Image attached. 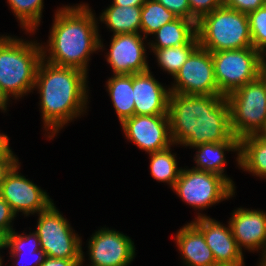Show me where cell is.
I'll return each mask as SVG.
<instances>
[{
  "label": "cell",
  "mask_w": 266,
  "mask_h": 266,
  "mask_svg": "<svg viewBox=\"0 0 266 266\" xmlns=\"http://www.w3.org/2000/svg\"><path fill=\"white\" fill-rule=\"evenodd\" d=\"M168 116L173 144L240 141L232 134L230 108L224 95H183L170 92Z\"/></svg>",
  "instance_id": "6da1fadb"
},
{
  "label": "cell",
  "mask_w": 266,
  "mask_h": 266,
  "mask_svg": "<svg viewBox=\"0 0 266 266\" xmlns=\"http://www.w3.org/2000/svg\"><path fill=\"white\" fill-rule=\"evenodd\" d=\"M53 21L48 45L42 46L43 59L87 73L90 55L103 47L96 16L87 4H80L63 6L56 11Z\"/></svg>",
  "instance_id": "7a4b0ae2"
},
{
  "label": "cell",
  "mask_w": 266,
  "mask_h": 266,
  "mask_svg": "<svg viewBox=\"0 0 266 266\" xmlns=\"http://www.w3.org/2000/svg\"><path fill=\"white\" fill-rule=\"evenodd\" d=\"M87 77L79 69L40 61L34 89L40 94L43 128L50 130V139L69 121L84 114L88 101Z\"/></svg>",
  "instance_id": "3957f363"
},
{
  "label": "cell",
  "mask_w": 266,
  "mask_h": 266,
  "mask_svg": "<svg viewBox=\"0 0 266 266\" xmlns=\"http://www.w3.org/2000/svg\"><path fill=\"white\" fill-rule=\"evenodd\" d=\"M43 59L42 45L11 36H0V84L10 98L34 90L36 72Z\"/></svg>",
  "instance_id": "277c9868"
},
{
  "label": "cell",
  "mask_w": 266,
  "mask_h": 266,
  "mask_svg": "<svg viewBox=\"0 0 266 266\" xmlns=\"http://www.w3.org/2000/svg\"><path fill=\"white\" fill-rule=\"evenodd\" d=\"M199 46L209 52L253 47L248 14L224 5L196 23Z\"/></svg>",
  "instance_id": "5b68a950"
},
{
  "label": "cell",
  "mask_w": 266,
  "mask_h": 266,
  "mask_svg": "<svg viewBox=\"0 0 266 266\" xmlns=\"http://www.w3.org/2000/svg\"><path fill=\"white\" fill-rule=\"evenodd\" d=\"M232 134L242 138L266 128V80L260 75L226 96Z\"/></svg>",
  "instance_id": "8992f818"
},
{
  "label": "cell",
  "mask_w": 266,
  "mask_h": 266,
  "mask_svg": "<svg viewBox=\"0 0 266 266\" xmlns=\"http://www.w3.org/2000/svg\"><path fill=\"white\" fill-rule=\"evenodd\" d=\"M38 224L36 231L39 237L40 247L46 257L59 259H82V241L78 234L73 232L72 227L56 209L52 202L45 210L37 213Z\"/></svg>",
  "instance_id": "52a82bcc"
},
{
  "label": "cell",
  "mask_w": 266,
  "mask_h": 266,
  "mask_svg": "<svg viewBox=\"0 0 266 266\" xmlns=\"http://www.w3.org/2000/svg\"><path fill=\"white\" fill-rule=\"evenodd\" d=\"M219 92L227 96L261 75L262 55L253 47L211 52Z\"/></svg>",
  "instance_id": "ba28073f"
},
{
  "label": "cell",
  "mask_w": 266,
  "mask_h": 266,
  "mask_svg": "<svg viewBox=\"0 0 266 266\" xmlns=\"http://www.w3.org/2000/svg\"><path fill=\"white\" fill-rule=\"evenodd\" d=\"M182 201L204 210L233 197L235 188L222 176L196 169H182L172 188Z\"/></svg>",
  "instance_id": "9c48e42d"
},
{
  "label": "cell",
  "mask_w": 266,
  "mask_h": 266,
  "mask_svg": "<svg viewBox=\"0 0 266 266\" xmlns=\"http://www.w3.org/2000/svg\"><path fill=\"white\" fill-rule=\"evenodd\" d=\"M170 92L183 95H222L215 79L211 52L200 46L188 57L174 77Z\"/></svg>",
  "instance_id": "30bf717a"
},
{
  "label": "cell",
  "mask_w": 266,
  "mask_h": 266,
  "mask_svg": "<svg viewBox=\"0 0 266 266\" xmlns=\"http://www.w3.org/2000/svg\"><path fill=\"white\" fill-rule=\"evenodd\" d=\"M126 139L147 153L158 152L173 144L168 115H133L121 123Z\"/></svg>",
  "instance_id": "8fae6325"
},
{
  "label": "cell",
  "mask_w": 266,
  "mask_h": 266,
  "mask_svg": "<svg viewBox=\"0 0 266 266\" xmlns=\"http://www.w3.org/2000/svg\"><path fill=\"white\" fill-rule=\"evenodd\" d=\"M19 166L17 163L6 175L0 196L10 205L15 215L22 212L29 216L45 210L53 202L52 199L40 187L19 174Z\"/></svg>",
  "instance_id": "7c38bea8"
},
{
  "label": "cell",
  "mask_w": 266,
  "mask_h": 266,
  "mask_svg": "<svg viewBox=\"0 0 266 266\" xmlns=\"http://www.w3.org/2000/svg\"><path fill=\"white\" fill-rule=\"evenodd\" d=\"M88 243L91 266H127L135 257L134 242L116 230L104 227Z\"/></svg>",
  "instance_id": "4fadbf2b"
},
{
  "label": "cell",
  "mask_w": 266,
  "mask_h": 266,
  "mask_svg": "<svg viewBox=\"0 0 266 266\" xmlns=\"http://www.w3.org/2000/svg\"><path fill=\"white\" fill-rule=\"evenodd\" d=\"M140 33H126L112 36L107 62L114 75L135 74L149 70L146 61V39ZM145 46V47H144Z\"/></svg>",
  "instance_id": "5bb4252c"
},
{
  "label": "cell",
  "mask_w": 266,
  "mask_h": 266,
  "mask_svg": "<svg viewBox=\"0 0 266 266\" xmlns=\"http://www.w3.org/2000/svg\"><path fill=\"white\" fill-rule=\"evenodd\" d=\"M239 249L266 252V213L261 210L238 208L232 213L229 223Z\"/></svg>",
  "instance_id": "9a60e30c"
},
{
  "label": "cell",
  "mask_w": 266,
  "mask_h": 266,
  "mask_svg": "<svg viewBox=\"0 0 266 266\" xmlns=\"http://www.w3.org/2000/svg\"><path fill=\"white\" fill-rule=\"evenodd\" d=\"M191 223L203 234L211 249L216 264L235 263L243 261V252L232 235L230 225L223 226L220 222L199 213Z\"/></svg>",
  "instance_id": "2e32d148"
},
{
  "label": "cell",
  "mask_w": 266,
  "mask_h": 266,
  "mask_svg": "<svg viewBox=\"0 0 266 266\" xmlns=\"http://www.w3.org/2000/svg\"><path fill=\"white\" fill-rule=\"evenodd\" d=\"M134 115H168L170 89L164 88L150 69L133 74Z\"/></svg>",
  "instance_id": "e0dca14e"
},
{
  "label": "cell",
  "mask_w": 266,
  "mask_h": 266,
  "mask_svg": "<svg viewBox=\"0 0 266 266\" xmlns=\"http://www.w3.org/2000/svg\"><path fill=\"white\" fill-rule=\"evenodd\" d=\"M175 240L186 266L216 265L203 234L191 222L177 232Z\"/></svg>",
  "instance_id": "ac0fdd59"
},
{
  "label": "cell",
  "mask_w": 266,
  "mask_h": 266,
  "mask_svg": "<svg viewBox=\"0 0 266 266\" xmlns=\"http://www.w3.org/2000/svg\"><path fill=\"white\" fill-rule=\"evenodd\" d=\"M198 149L194 157L196 167L193 169L216 173L224 177L234 188L233 181L224 174V166L227 161L224 151H237V163L239 165L240 141H224L221 143H205L195 147Z\"/></svg>",
  "instance_id": "d6986e66"
},
{
  "label": "cell",
  "mask_w": 266,
  "mask_h": 266,
  "mask_svg": "<svg viewBox=\"0 0 266 266\" xmlns=\"http://www.w3.org/2000/svg\"><path fill=\"white\" fill-rule=\"evenodd\" d=\"M196 23L184 17H178L174 21L160 27L154 34L155 42H149L147 45L151 49H164L179 45L190 44L196 37Z\"/></svg>",
  "instance_id": "ffe728a7"
},
{
  "label": "cell",
  "mask_w": 266,
  "mask_h": 266,
  "mask_svg": "<svg viewBox=\"0 0 266 266\" xmlns=\"http://www.w3.org/2000/svg\"><path fill=\"white\" fill-rule=\"evenodd\" d=\"M239 166L266 179V139L260 134L240 138Z\"/></svg>",
  "instance_id": "44dd1931"
},
{
  "label": "cell",
  "mask_w": 266,
  "mask_h": 266,
  "mask_svg": "<svg viewBox=\"0 0 266 266\" xmlns=\"http://www.w3.org/2000/svg\"><path fill=\"white\" fill-rule=\"evenodd\" d=\"M106 86L120 123L131 118L134 115L133 74L113 75Z\"/></svg>",
  "instance_id": "7402d4cb"
},
{
  "label": "cell",
  "mask_w": 266,
  "mask_h": 266,
  "mask_svg": "<svg viewBox=\"0 0 266 266\" xmlns=\"http://www.w3.org/2000/svg\"><path fill=\"white\" fill-rule=\"evenodd\" d=\"M142 6L110 5L100 15L101 22L113 31V35L140 33Z\"/></svg>",
  "instance_id": "603a6c76"
},
{
  "label": "cell",
  "mask_w": 266,
  "mask_h": 266,
  "mask_svg": "<svg viewBox=\"0 0 266 266\" xmlns=\"http://www.w3.org/2000/svg\"><path fill=\"white\" fill-rule=\"evenodd\" d=\"M30 234L25 235V234H18L15 232V230H12L6 237H5V248H10V256L12 258H17L15 261L17 266H25L24 263L22 264V256L23 252L27 256H33L35 259H33L35 262H29V266H40L45 258L46 254L45 252L41 249L40 247V241L39 237L35 232H29ZM25 235V236H24ZM25 246V247H24ZM27 251H26V250ZM28 252V253H27ZM36 254V255H35ZM26 259V257H23ZM29 259V258H28ZM20 261V262H19ZM21 263V264H20ZM27 265V266H28Z\"/></svg>",
  "instance_id": "cb8c5ba5"
},
{
  "label": "cell",
  "mask_w": 266,
  "mask_h": 266,
  "mask_svg": "<svg viewBox=\"0 0 266 266\" xmlns=\"http://www.w3.org/2000/svg\"><path fill=\"white\" fill-rule=\"evenodd\" d=\"M170 147L167 149L149 153L150 155V173L154 179L159 182H166L171 188L179 178L181 168H178L176 154H172Z\"/></svg>",
  "instance_id": "d4e9b609"
},
{
  "label": "cell",
  "mask_w": 266,
  "mask_h": 266,
  "mask_svg": "<svg viewBox=\"0 0 266 266\" xmlns=\"http://www.w3.org/2000/svg\"><path fill=\"white\" fill-rule=\"evenodd\" d=\"M199 47L198 38L196 37L190 44L168 47L164 49H152L157 57L158 65L163 71L175 77L188 57Z\"/></svg>",
  "instance_id": "484cf974"
},
{
  "label": "cell",
  "mask_w": 266,
  "mask_h": 266,
  "mask_svg": "<svg viewBox=\"0 0 266 266\" xmlns=\"http://www.w3.org/2000/svg\"><path fill=\"white\" fill-rule=\"evenodd\" d=\"M140 33L144 37L154 34L160 27L178 18L173 12L167 10L156 0H146L141 10Z\"/></svg>",
  "instance_id": "4316f807"
},
{
  "label": "cell",
  "mask_w": 266,
  "mask_h": 266,
  "mask_svg": "<svg viewBox=\"0 0 266 266\" xmlns=\"http://www.w3.org/2000/svg\"><path fill=\"white\" fill-rule=\"evenodd\" d=\"M22 28L28 33H34L40 25L43 0H7Z\"/></svg>",
  "instance_id": "83f0119b"
},
{
  "label": "cell",
  "mask_w": 266,
  "mask_h": 266,
  "mask_svg": "<svg viewBox=\"0 0 266 266\" xmlns=\"http://www.w3.org/2000/svg\"><path fill=\"white\" fill-rule=\"evenodd\" d=\"M253 48L261 54L266 50V5L248 14Z\"/></svg>",
  "instance_id": "f1b7e54d"
},
{
  "label": "cell",
  "mask_w": 266,
  "mask_h": 266,
  "mask_svg": "<svg viewBox=\"0 0 266 266\" xmlns=\"http://www.w3.org/2000/svg\"><path fill=\"white\" fill-rule=\"evenodd\" d=\"M190 4V20L197 22L204 15L223 6V0H188Z\"/></svg>",
  "instance_id": "f546056e"
},
{
  "label": "cell",
  "mask_w": 266,
  "mask_h": 266,
  "mask_svg": "<svg viewBox=\"0 0 266 266\" xmlns=\"http://www.w3.org/2000/svg\"><path fill=\"white\" fill-rule=\"evenodd\" d=\"M223 5L229 9L249 14L266 5V0H223Z\"/></svg>",
  "instance_id": "4dcf8cb0"
},
{
  "label": "cell",
  "mask_w": 266,
  "mask_h": 266,
  "mask_svg": "<svg viewBox=\"0 0 266 266\" xmlns=\"http://www.w3.org/2000/svg\"><path fill=\"white\" fill-rule=\"evenodd\" d=\"M16 215L10 208V205L0 196V235L5 237L13 230L12 220Z\"/></svg>",
  "instance_id": "1f68e13d"
},
{
  "label": "cell",
  "mask_w": 266,
  "mask_h": 266,
  "mask_svg": "<svg viewBox=\"0 0 266 266\" xmlns=\"http://www.w3.org/2000/svg\"><path fill=\"white\" fill-rule=\"evenodd\" d=\"M167 10L173 12L178 17L190 20V4L188 0H156Z\"/></svg>",
  "instance_id": "d6a6232c"
},
{
  "label": "cell",
  "mask_w": 266,
  "mask_h": 266,
  "mask_svg": "<svg viewBox=\"0 0 266 266\" xmlns=\"http://www.w3.org/2000/svg\"><path fill=\"white\" fill-rule=\"evenodd\" d=\"M82 259H59L46 257L40 266H83Z\"/></svg>",
  "instance_id": "836d02e7"
},
{
  "label": "cell",
  "mask_w": 266,
  "mask_h": 266,
  "mask_svg": "<svg viewBox=\"0 0 266 266\" xmlns=\"http://www.w3.org/2000/svg\"><path fill=\"white\" fill-rule=\"evenodd\" d=\"M9 146L8 136L0 133V160H18Z\"/></svg>",
  "instance_id": "e575fe53"
},
{
  "label": "cell",
  "mask_w": 266,
  "mask_h": 266,
  "mask_svg": "<svg viewBox=\"0 0 266 266\" xmlns=\"http://www.w3.org/2000/svg\"><path fill=\"white\" fill-rule=\"evenodd\" d=\"M19 160H0V189L5 180L6 175L17 164Z\"/></svg>",
  "instance_id": "d590c367"
},
{
  "label": "cell",
  "mask_w": 266,
  "mask_h": 266,
  "mask_svg": "<svg viewBox=\"0 0 266 266\" xmlns=\"http://www.w3.org/2000/svg\"><path fill=\"white\" fill-rule=\"evenodd\" d=\"M146 0H113L112 5L118 6H142Z\"/></svg>",
  "instance_id": "8d00e7d4"
},
{
  "label": "cell",
  "mask_w": 266,
  "mask_h": 266,
  "mask_svg": "<svg viewBox=\"0 0 266 266\" xmlns=\"http://www.w3.org/2000/svg\"><path fill=\"white\" fill-rule=\"evenodd\" d=\"M10 98L4 93L3 88L1 87L0 84V110H4V112L7 109V104Z\"/></svg>",
  "instance_id": "74e56055"
},
{
  "label": "cell",
  "mask_w": 266,
  "mask_h": 266,
  "mask_svg": "<svg viewBox=\"0 0 266 266\" xmlns=\"http://www.w3.org/2000/svg\"><path fill=\"white\" fill-rule=\"evenodd\" d=\"M244 260L235 263H223V264H216L215 266H245Z\"/></svg>",
  "instance_id": "f35d334b"
},
{
  "label": "cell",
  "mask_w": 266,
  "mask_h": 266,
  "mask_svg": "<svg viewBox=\"0 0 266 266\" xmlns=\"http://www.w3.org/2000/svg\"><path fill=\"white\" fill-rule=\"evenodd\" d=\"M261 75H266V59L262 58Z\"/></svg>",
  "instance_id": "ab89813d"
},
{
  "label": "cell",
  "mask_w": 266,
  "mask_h": 266,
  "mask_svg": "<svg viewBox=\"0 0 266 266\" xmlns=\"http://www.w3.org/2000/svg\"><path fill=\"white\" fill-rule=\"evenodd\" d=\"M4 243H5V239L0 235V249L5 248Z\"/></svg>",
  "instance_id": "60d3db41"
},
{
  "label": "cell",
  "mask_w": 266,
  "mask_h": 266,
  "mask_svg": "<svg viewBox=\"0 0 266 266\" xmlns=\"http://www.w3.org/2000/svg\"><path fill=\"white\" fill-rule=\"evenodd\" d=\"M260 135L266 139V128L260 133Z\"/></svg>",
  "instance_id": "b9f144b4"
},
{
  "label": "cell",
  "mask_w": 266,
  "mask_h": 266,
  "mask_svg": "<svg viewBox=\"0 0 266 266\" xmlns=\"http://www.w3.org/2000/svg\"><path fill=\"white\" fill-rule=\"evenodd\" d=\"M258 266H266V260H261Z\"/></svg>",
  "instance_id": "7bdbcfd3"
},
{
  "label": "cell",
  "mask_w": 266,
  "mask_h": 266,
  "mask_svg": "<svg viewBox=\"0 0 266 266\" xmlns=\"http://www.w3.org/2000/svg\"><path fill=\"white\" fill-rule=\"evenodd\" d=\"M261 55H262V58H265L266 57V50Z\"/></svg>",
  "instance_id": "ee69618b"
},
{
  "label": "cell",
  "mask_w": 266,
  "mask_h": 266,
  "mask_svg": "<svg viewBox=\"0 0 266 266\" xmlns=\"http://www.w3.org/2000/svg\"><path fill=\"white\" fill-rule=\"evenodd\" d=\"M260 260H266V252H265L264 256H263V257H261V259H260Z\"/></svg>",
  "instance_id": "f6af8a7d"
},
{
  "label": "cell",
  "mask_w": 266,
  "mask_h": 266,
  "mask_svg": "<svg viewBox=\"0 0 266 266\" xmlns=\"http://www.w3.org/2000/svg\"><path fill=\"white\" fill-rule=\"evenodd\" d=\"M3 262V260H2V258H1V256H0V266H2V263Z\"/></svg>",
  "instance_id": "bcb514c9"
}]
</instances>
